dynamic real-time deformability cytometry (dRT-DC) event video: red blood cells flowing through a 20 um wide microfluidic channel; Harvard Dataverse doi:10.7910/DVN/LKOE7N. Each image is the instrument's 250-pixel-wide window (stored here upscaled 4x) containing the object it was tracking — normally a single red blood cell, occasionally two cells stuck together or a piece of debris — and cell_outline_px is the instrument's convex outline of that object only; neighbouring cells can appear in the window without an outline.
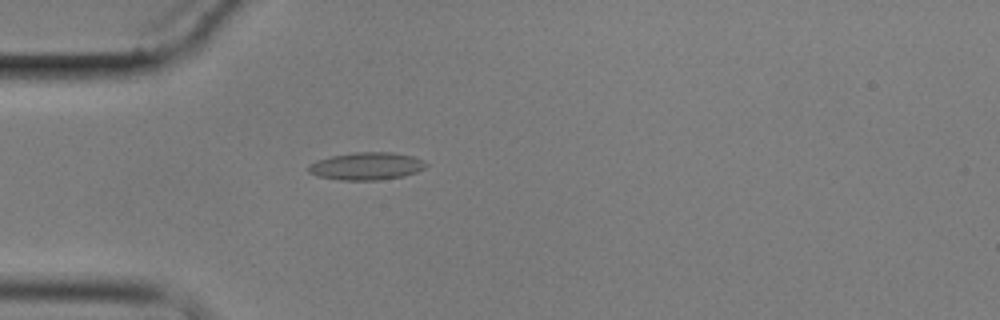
{"species": "common noctule bat (a hibernating species)", "species_latin": "Nyctalus noctula", "temperature_condition": "cold", "stored_images_in_passage": 2, "camera_frame_rate_fps": 3000, "um_per_image_px": 0.085, "animal": {"sex": "male", "body_mass_g": 17.9}, "frame": {"image": 1, "passage_image": 2, "time_ms": 1.333, "image_size_px": [1000, 320], "cell_outline_px": [[428, 164], [424, 168], [416, 172], [404, 176], [380, 180], [340, 180], [320, 176], [308, 172], [308, 164], [316, 160], [332, 156], [352, 152], [392, 152], [412, 156], [424, 160]], "centroid_in_image_um": [31.16, 14.11], "position_along_channel_um": 53.8, "area_um2": 18.96}}